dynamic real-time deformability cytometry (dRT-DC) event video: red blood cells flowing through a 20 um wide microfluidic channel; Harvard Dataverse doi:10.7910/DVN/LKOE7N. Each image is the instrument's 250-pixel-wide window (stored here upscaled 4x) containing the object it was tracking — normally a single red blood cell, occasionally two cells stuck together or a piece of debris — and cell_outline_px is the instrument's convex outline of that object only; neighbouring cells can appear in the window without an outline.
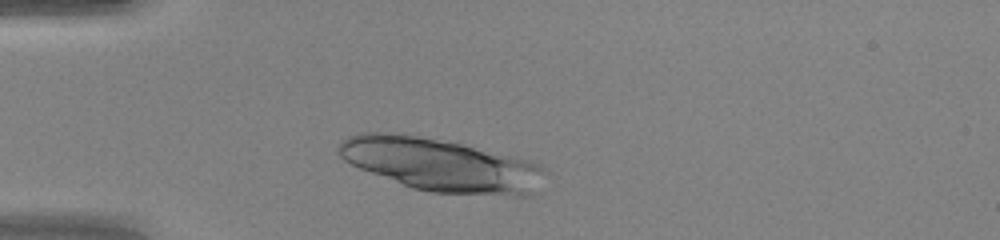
{"species": "human", "species_latin": "Homo sapiens", "temperature_condition": "warm", "stored_images_in_passage": 38, "camera_frame_rate_fps": 3000, "um_per_image_px": 0.085, "donor": {"sex": "female"}, "frame": {"image": 1, "passage_image": 4, "time_ms": 1.0, "image_size_px": [1000, 240], "cell_outline_px": [[544, 172], [532, 192], [524, 196], [516, 196], [432, 192], [412, 188], [360, 168], [344, 160], [336, 152], [340, 144], [348, 136], [360, 132], [396, 132], [460, 144], [532, 160], [540, 164], [544, 168]], "centroid_in_image_um": [37.44, 14.0], "position_along_channel_um": 47.6, "area_um2": 63.0}}
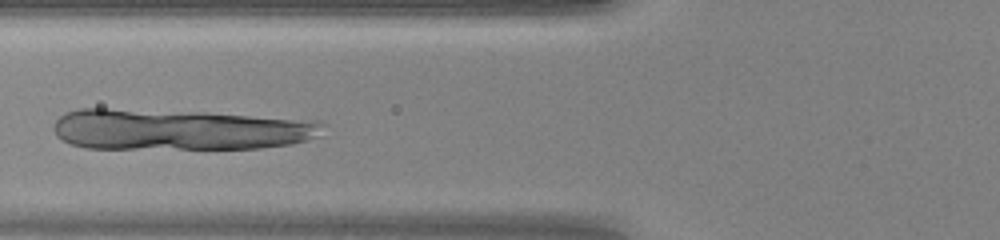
{"frame": {"image": 2, "passage_image": 10, "time_ms": 3.0, "image_size_px": [1000, 240], "cell_outline_px": [[328, 124], [316, 136], [292, 144], [260, 148], [88, 148], [72, 144], [60, 140], [56, 136], [56, 120], [64, 112], [80, 108], [104, 108], [208, 112], [320, 120]], "centroid_in_image_um": [15.28, 10.99], "position_along_channel_um": 110.5, "area_um2": 64.68}}